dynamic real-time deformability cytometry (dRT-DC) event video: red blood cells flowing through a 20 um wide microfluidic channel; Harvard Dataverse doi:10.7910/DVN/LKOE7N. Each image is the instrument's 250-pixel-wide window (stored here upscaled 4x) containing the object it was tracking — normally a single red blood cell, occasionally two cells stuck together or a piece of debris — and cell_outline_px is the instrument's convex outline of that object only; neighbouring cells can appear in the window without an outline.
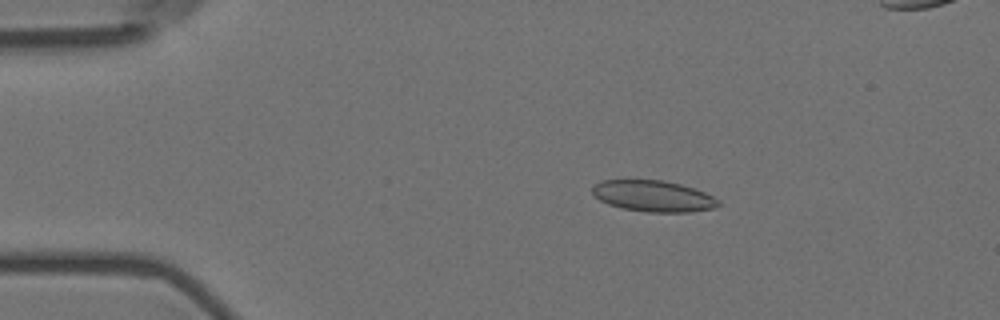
{"species": "Egyptian fruit bat (a non-hibernating species)", "species_latin": "Rousettus aegyptiacus", "temperature_condition": "room temperature", "stored_images_in_passage": 57, "camera_frame_rate_fps": 3000, "um_per_image_px": 0.085, "animal": {"sex": "female"}, "frame": {"image": 1, "passage_image": 10, "time_ms": 3.0, "image_size_px": [1000, 320], "cell_outline_px": [[724, 204], [716, 208], [692, 212], [648, 212], [620, 208], [608, 204], [600, 200], [592, 192], [592, 184], [600, 180], [664, 180], [680, 184], [704, 192], [720, 200]], "centroid_in_image_um": [55.55, 16.67], "position_along_channel_um": 29.4, "area_um2": 23.18}}
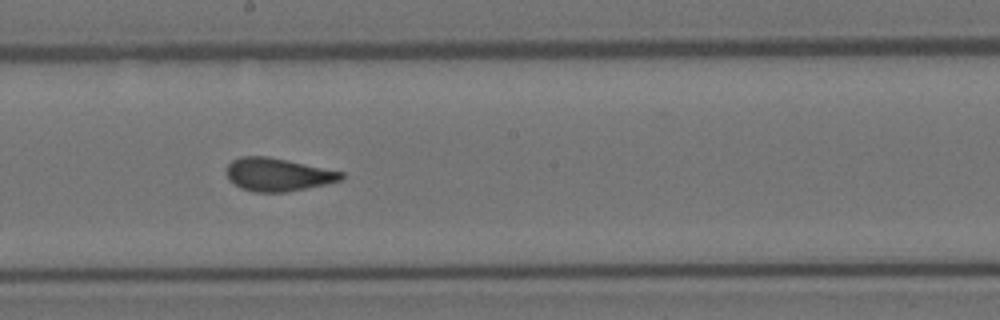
{"frame": {"image": 2, "passage_image": 31, "time_ms": 10.0, "image_size_px": [1000, 320], "cell_outline_px": [[344, 176], [340, 180], [324, 184], [288, 192], [256, 192], [240, 188], [228, 180], [228, 164], [232, 160], [240, 156], [268, 156], [344, 172]], "centroid_in_image_um": [23.59, 14.83], "position_along_channel_um": 224.6, "area_um2": 21.96}}
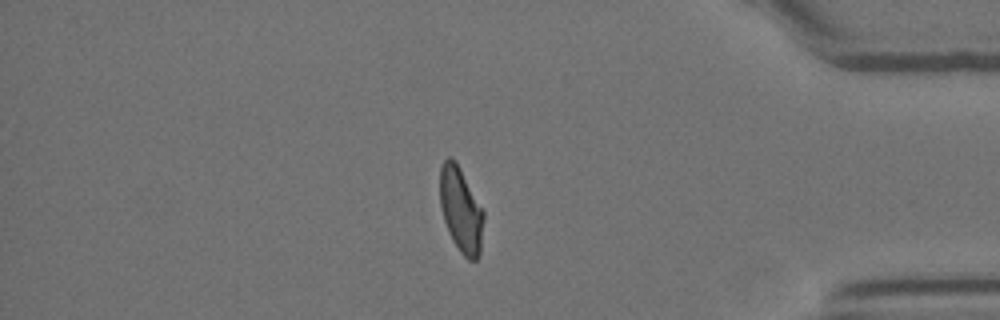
{"frame": {"image": 3, "passage_image": 48, "time_ms": 15.667, "image_size_px": [1000, 320], "cell_outline_px": [[484, 216], [480, 252], [476, 260], [468, 260], [460, 252], [452, 240], [448, 232], [444, 220], [440, 204], [440, 168], [444, 160], [448, 156], [452, 156], [456, 160], [484, 212]], "centroid_in_image_um": [39.16, 17.83], "position_along_channel_um": 396.0, "area_um2": 21.68}, "authors_computed_cell_mechanics": {"area_um2": 22.542, "velocity_mm_per_s": 3.577, "shape_relaxation_time_tau1_ms": null, "shape_relaxation_time_tau2_ms": 1.0221, "deformation_change_tau1": null, "deformation_change_tau2": 0.0655}}